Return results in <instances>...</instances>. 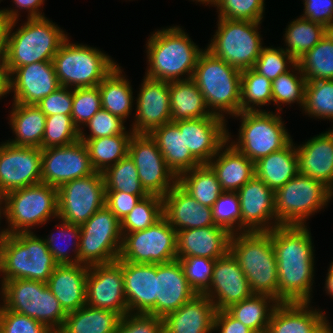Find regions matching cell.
<instances>
[{"instance_id": "obj_1", "label": "cell", "mask_w": 333, "mask_h": 333, "mask_svg": "<svg viewBox=\"0 0 333 333\" xmlns=\"http://www.w3.org/2000/svg\"><path fill=\"white\" fill-rule=\"evenodd\" d=\"M271 240L278 268V301L310 303L315 262L307 226L280 225L271 230Z\"/></svg>"}, {"instance_id": "obj_2", "label": "cell", "mask_w": 333, "mask_h": 333, "mask_svg": "<svg viewBox=\"0 0 333 333\" xmlns=\"http://www.w3.org/2000/svg\"><path fill=\"white\" fill-rule=\"evenodd\" d=\"M146 47L149 66L145 76L166 82L192 79L198 58L204 51L180 26L154 32Z\"/></svg>"}, {"instance_id": "obj_3", "label": "cell", "mask_w": 333, "mask_h": 333, "mask_svg": "<svg viewBox=\"0 0 333 333\" xmlns=\"http://www.w3.org/2000/svg\"><path fill=\"white\" fill-rule=\"evenodd\" d=\"M229 252L237 260L254 294L278 300V268L271 231L232 234Z\"/></svg>"}, {"instance_id": "obj_4", "label": "cell", "mask_w": 333, "mask_h": 333, "mask_svg": "<svg viewBox=\"0 0 333 333\" xmlns=\"http://www.w3.org/2000/svg\"><path fill=\"white\" fill-rule=\"evenodd\" d=\"M17 21H11L7 37L5 61L9 73L31 63L52 61L68 37L46 17L27 18L20 28L12 32Z\"/></svg>"}, {"instance_id": "obj_5", "label": "cell", "mask_w": 333, "mask_h": 333, "mask_svg": "<svg viewBox=\"0 0 333 333\" xmlns=\"http://www.w3.org/2000/svg\"><path fill=\"white\" fill-rule=\"evenodd\" d=\"M57 265L45 240L34 232L9 234L0 242L1 281L26 279L47 283Z\"/></svg>"}, {"instance_id": "obj_6", "label": "cell", "mask_w": 333, "mask_h": 333, "mask_svg": "<svg viewBox=\"0 0 333 333\" xmlns=\"http://www.w3.org/2000/svg\"><path fill=\"white\" fill-rule=\"evenodd\" d=\"M192 80L204 96L212 114L225 118L240 113L241 71L208 50L200 54ZM223 111V112H222Z\"/></svg>"}, {"instance_id": "obj_7", "label": "cell", "mask_w": 333, "mask_h": 333, "mask_svg": "<svg viewBox=\"0 0 333 333\" xmlns=\"http://www.w3.org/2000/svg\"><path fill=\"white\" fill-rule=\"evenodd\" d=\"M2 306L47 326L53 332L62 328L67 313L47 283L26 279L1 281Z\"/></svg>"}, {"instance_id": "obj_8", "label": "cell", "mask_w": 333, "mask_h": 333, "mask_svg": "<svg viewBox=\"0 0 333 333\" xmlns=\"http://www.w3.org/2000/svg\"><path fill=\"white\" fill-rule=\"evenodd\" d=\"M68 39L52 60L60 86L71 89L98 86L117 67L118 64L99 49L69 43Z\"/></svg>"}, {"instance_id": "obj_9", "label": "cell", "mask_w": 333, "mask_h": 333, "mask_svg": "<svg viewBox=\"0 0 333 333\" xmlns=\"http://www.w3.org/2000/svg\"><path fill=\"white\" fill-rule=\"evenodd\" d=\"M333 192L322 182L298 173L274 191L279 225L305 226L306 219L326 206Z\"/></svg>"}, {"instance_id": "obj_10", "label": "cell", "mask_w": 333, "mask_h": 333, "mask_svg": "<svg viewBox=\"0 0 333 333\" xmlns=\"http://www.w3.org/2000/svg\"><path fill=\"white\" fill-rule=\"evenodd\" d=\"M260 24L219 18L218 29L206 50L240 71L253 68L263 48Z\"/></svg>"}, {"instance_id": "obj_11", "label": "cell", "mask_w": 333, "mask_h": 333, "mask_svg": "<svg viewBox=\"0 0 333 333\" xmlns=\"http://www.w3.org/2000/svg\"><path fill=\"white\" fill-rule=\"evenodd\" d=\"M282 108L276 113L268 111L240 112L235 117H240L238 142L231 144L254 163L286 147L291 141L288 131L280 116Z\"/></svg>"}, {"instance_id": "obj_12", "label": "cell", "mask_w": 333, "mask_h": 333, "mask_svg": "<svg viewBox=\"0 0 333 333\" xmlns=\"http://www.w3.org/2000/svg\"><path fill=\"white\" fill-rule=\"evenodd\" d=\"M9 234L32 232L51 217L58 218V191L56 187L38 183L7 193Z\"/></svg>"}, {"instance_id": "obj_13", "label": "cell", "mask_w": 333, "mask_h": 333, "mask_svg": "<svg viewBox=\"0 0 333 333\" xmlns=\"http://www.w3.org/2000/svg\"><path fill=\"white\" fill-rule=\"evenodd\" d=\"M81 227L79 264L115 262L122 246L121 221L106 207L97 210Z\"/></svg>"}, {"instance_id": "obj_14", "label": "cell", "mask_w": 333, "mask_h": 333, "mask_svg": "<svg viewBox=\"0 0 333 333\" xmlns=\"http://www.w3.org/2000/svg\"><path fill=\"white\" fill-rule=\"evenodd\" d=\"M118 260L131 263L164 264L177 260V232L162 217L154 225L126 233Z\"/></svg>"}, {"instance_id": "obj_15", "label": "cell", "mask_w": 333, "mask_h": 333, "mask_svg": "<svg viewBox=\"0 0 333 333\" xmlns=\"http://www.w3.org/2000/svg\"><path fill=\"white\" fill-rule=\"evenodd\" d=\"M58 219L83 225L105 206L106 188L102 172L68 181L57 188Z\"/></svg>"}, {"instance_id": "obj_16", "label": "cell", "mask_w": 333, "mask_h": 333, "mask_svg": "<svg viewBox=\"0 0 333 333\" xmlns=\"http://www.w3.org/2000/svg\"><path fill=\"white\" fill-rule=\"evenodd\" d=\"M128 155L134 161L140 183L148 195L163 198L177 184L178 177L167 166L150 134L134 133L129 142Z\"/></svg>"}, {"instance_id": "obj_17", "label": "cell", "mask_w": 333, "mask_h": 333, "mask_svg": "<svg viewBox=\"0 0 333 333\" xmlns=\"http://www.w3.org/2000/svg\"><path fill=\"white\" fill-rule=\"evenodd\" d=\"M41 150L42 183L58 188L68 181L83 178L95 172L87 146L80 139L66 146Z\"/></svg>"}, {"instance_id": "obj_18", "label": "cell", "mask_w": 333, "mask_h": 333, "mask_svg": "<svg viewBox=\"0 0 333 333\" xmlns=\"http://www.w3.org/2000/svg\"><path fill=\"white\" fill-rule=\"evenodd\" d=\"M86 304L115 311L121 317L128 313L124 293L122 260L89 266L86 280Z\"/></svg>"}, {"instance_id": "obj_19", "label": "cell", "mask_w": 333, "mask_h": 333, "mask_svg": "<svg viewBox=\"0 0 333 333\" xmlns=\"http://www.w3.org/2000/svg\"><path fill=\"white\" fill-rule=\"evenodd\" d=\"M41 156L40 148L0 144V190L8 193L41 183Z\"/></svg>"}, {"instance_id": "obj_20", "label": "cell", "mask_w": 333, "mask_h": 333, "mask_svg": "<svg viewBox=\"0 0 333 333\" xmlns=\"http://www.w3.org/2000/svg\"><path fill=\"white\" fill-rule=\"evenodd\" d=\"M236 193L241 208V232L271 231L280 226L275 218L274 191L261 179L254 176Z\"/></svg>"}, {"instance_id": "obj_21", "label": "cell", "mask_w": 333, "mask_h": 333, "mask_svg": "<svg viewBox=\"0 0 333 333\" xmlns=\"http://www.w3.org/2000/svg\"><path fill=\"white\" fill-rule=\"evenodd\" d=\"M214 304L217 311L251 297L249 282L240 265L229 252L216 259L209 288L203 293Z\"/></svg>"}, {"instance_id": "obj_22", "label": "cell", "mask_w": 333, "mask_h": 333, "mask_svg": "<svg viewBox=\"0 0 333 333\" xmlns=\"http://www.w3.org/2000/svg\"><path fill=\"white\" fill-rule=\"evenodd\" d=\"M225 118L213 114L209 117L178 120L174 123L184 130L185 146L200 164L208 162L228 141Z\"/></svg>"}, {"instance_id": "obj_23", "label": "cell", "mask_w": 333, "mask_h": 333, "mask_svg": "<svg viewBox=\"0 0 333 333\" xmlns=\"http://www.w3.org/2000/svg\"><path fill=\"white\" fill-rule=\"evenodd\" d=\"M138 98L132 130L150 134L154 129L171 122L169 82L144 76Z\"/></svg>"}, {"instance_id": "obj_24", "label": "cell", "mask_w": 333, "mask_h": 333, "mask_svg": "<svg viewBox=\"0 0 333 333\" xmlns=\"http://www.w3.org/2000/svg\"><path fill=\"white\" fill-rule=\"evenodd\" d=\"M60 87L52 61H41L15 68L10 73L14 103L37 105Z\"/></svg>"}, {"instance_id": "obj_25", "label": "cell", "mask_w": 333, "mask_h": 333, "mask_svg": "<svg viewBox=\"0 0 333 333\" xmlns=\"http://www.w3.org/2000/svg\"><path fill=\"white\" fill-rule=\"evenodd\" d=\"M122 272L128 313L156 316V264L122 260Z\"/></svg>"}, {"instance_id": "obj_26", "label": "cell", "mask_w": 333, "mask_h": 333, "mask_svg": "<svg viewBox=\"0 0 333 333\" xmlns=\"http://www.w3.org/2000/svg\"><path fill=\"white\" fill-rule=\"evenodd\" d=\"M163 217L176 232L216 225L212 208L200 204L178 183L163 197Z\"/></svg>"}, {"instance_id": "obj_27", "label": "cell", "mask_w": 333, "mask_h": 333, "mask_svg": "<svg viewBox=\"0 0 333 333\" xmlns=\"http://www.w3.org/2000/svg\"><path fill=\"white\" fill-rule=\"evenodd\" d=\"M196 292L190 287L179 260L156 264V316L164 318L191 300Z\"/></svg>"}, {"instance_id": "obj_28", "label": "cell", "mask_w": 333, "mask_h": 333, "mask_svg": "<svg viewBox=\"0 0 333 333\" xmlns=\"http://www.w3.org/2000/svg\"><path fill=\"white\" fill-rule=\"evenodd\" d=\"M232 233L214 225L177 232V259L189 256L219 259L229 253Z\"/></svg>"}, {"instance_id": "obj_29", "label": "cell", "mask_w": 333, "mask_h": 333, "mask_svg": "<svg viewBox=\"0 0 333 333\" xmlns=\"http://www.w3.org/2000/svg\"><path fill=\"white\" fill-rule=\"evenodd\" d=\"M299 173L322 182L333 192V129L296 147Z\"/></svg>"}, {"instance_id": "obj_30", "label": "cell", "mask_w": 333, "mask_h": 333, "mask_svg": "<svg viewBox=\"0 0 333 333\" xmlns=\"http://www.w3.org/2000/svg\"><path fill=\"white\" fill-rule=\"evenodd\" d=\"M216 311L206 295L196 294L163 318L164 333H212Z\"/></svg>"}, {"instance_id": "obj_31", "label": "cell", "mask_w": 333, "mask_h": 333, "mask_svg": "<svg viewBox=\"0 0 333 333\" xmlns=\"http://www.w3.org/2000/svg\"><path fill=\"white\" fill-rule=\"evenodd\" d=\"M89 266L82 264L57 265L47 281V286L58 299L66 313L86 304V280Z\"/></svg>"}, {"instance_id": "obj_32", "label": "cell", "mask_w": 333, "mask_h": 333, "mask_svg": "<svg viewBox=\"0 0 333 333\" xmlns=\"http://www.w3.org/2000/svg\"><path fill=\"white\" fill-rule=\"evenodd\" d=\"M230 139L228 132V141L208 162V165L215 172L223 191L237 192L255 176V163L238 151L230 143Z\"/></svg>"}, {"instance_id": "obj_33", "label": "cell", "mask_w": 333, "mask_h": 333, "mask_svg": "<svg viewBox=\"0 0 333 333\" xmlns=\"http://www.w3.org/2000/svg\"><path fill=\"white\" fill-rule=\"evenodd\" d=\"M309 305V302L279 303L271 315L266 333L312 332L326 316Z\"/></svg>"}, {"instance_id": "obj_34", "label": "cell", "mask_w": 333, "mask_h": 333, "mask_svg": "<svg viewBox=\"0 0 333 333\" xmlns=\"http://www.w3.org/2000/svg\"><path fill=\"white\" fill-rule=\"evenodd\" d=\"M150 136L156 141L167 166L177 177L201 165L185 146L184 130H179L174 122L165 123L154 129Z\"/></svg>"}, {"instance_id": "obj_35", "label": "cell", "mask_w": 333, "mask_h": 333, "mask_svg": "<svg viewBox=\"0 0 333 333\" xmlns=\"http://www.w3.org/2000/svg\"><path fill=\"white\" fill-rule=\"evenodd\" d=\"M299 173L298 156L293 140L279 151L255 162V176L276 191Z\"/></svg>"}, {"instance_id": "obj_36", "label": "cell", "mask_w": 333, "mask_h": 333, "mask_svg": "<svg viewBox=\"0 0 333 333\" xmlns=\"http://www.w3.org/2000/svg\"><path fill=\"white\" fill-rule=\"evenodd\" d=\"M10 125L15 139L7 141L15 146L34 147L41 149L42 138L46 125V115L37 105L12 104Z\"/></svg>"}, {"instance_id": "obj_37", "label": "cell", "mask_w": 333, "mask_h": 333, "mask_svg": "<svg viewBox=\"0 0 333 333\" xmlns=\"http://www.w3.org/2000/svg\"><path fill=\"white\" fill-rule=\"evenodd\" d=\"M169 98L172 122L213 115L192 79L169 82Z\"/></svg>"}, {"instance_id": "obj_38", "label": "cell", "mask_w": 333, "mask_h": 333, "mask_svg": "<svg viewBox=\"0 0 333 333\" xmlns=\"http://www.w3.org/2000/svg\"><path fill=\"white\" fill-rule=\"evenodd\" d=\"M121 316L115 311L88 306L67 313L61 333H115Z\"/></svg>"}, {"instance_id": "obj_39", "label": "cell", "mask_w": 333, "mask_h": 333, "mask_svg": "<svg viewBox=\"0 0 333 333\" xmlns=\"http://www.w3.org/2000/svg\"><path fill=\"white\" fill-rule=\"evenodd\" d=\"M117 65L98 85L102 109L125 121L131 115L133 92L130 82ZM131 110V111H130Z\"/></svg>"}, {"instance_id": "obj_40", "label": "cell", "mask_w": 333, "mask_h": 333, "mask_svg": "<svg viewBox=\"0 0 333 333\" xmlns=\"http://www.w3.org/2000/svg\"><path fill=\"white\" fill-rule=\"evenodd\" d=\"M279 303L270 295L253 294L226 310L255 333H266L271 315Z\"/></svg>"}, {"instance_id": "obj_41", "label": "cell", "mask_w": 333, "mask_h": 333, "mask_svg": "<svg viewBox=\"0 0 333 333\" xmlns=\"http://www.w3.org/2000/svg\"><path fill=\"white\" fill-rule=\"evenodd\" d=\"M134 132L125 131L109 137L80 139L87 146L90 162L97 172H104L128 155V147Z\"/></svg>"}, {"instance_id": "obj_42", "label": "cell", "mask_w": 333, "mask_h": 333, "mask_svg": "<svg viewBox=\"0 0 333 333\" xmlns=\"http://www.w3.org/2000/svg\"><path fill=\"white\" fill-rule=\"evenodd\" d=\"M177 183L200 204L210 208L224 192L215 172L208 164H201L181 173Z\"/></svg>"}, {"instance_id": "obj_43", "label": "cell", "mask_w": 333, "mask_h": 333, "mask_svg": "<svg viewBox=\"0 0 333 333\" xmlns=\"http://www.w3.org/2000/svg\"><path fill=\"white\" fill-rule=\"evenodd\" d=\"M284 49L296 61L312 49L325 35L326 27L308 19L299 17L285 29Z\"/></svg>"}, {"instance_id": "obj_44", "label": "cell", "mask_w": 333, "mask_h": 333, "mask_svg": "<svg viewBox=\"0 0 333 333\" xmlns=\"http://www.w3.org/2000/svg\"><path fill=\"white\" fill-rule=\"evenodd\" d=\"M297 64L307 82L333 80V40L325 35Z\"/></svg>"}, {"instance_id": "obj_45", "label": "cell", "mask_w": 333, "mask_h": 333, "mask_svg": "<svg viewBox=\"0 0 333 333\" xmlns=\"http://www.w3.org/2000/svg\"><path fill=\"white\" fill-rule=\"evenodd\" d=\"M272 101V82L253 68L241 71L240 112L266 111L256 107Z\"/></svg>"}, {"instance_id": "obj_46", "label": "cell", "mask_w": 333, "mask_h": 333, "mask_svg": "<svg viewBox=\"0 0 333 333\" xmlns=\"http://www.w3.org/2000/svg\"><path fill=\"white\" fill-rule=\"evenodd\" d=\"M163 217V198L157 195H147L142 198L121 221L122 237L126 233L142 231Z\"/></svg>"}, {"instance_id": "obj_47", "label": "cell", "mask_w": 333, "mask_h": 333, "mask_svg": "<svg viewBox=\"0 0 333 333\" xmlns=\"http://www.w3.org/2000/svg\"><path fill=\"white\" fill-rule=\"evenodd\" d=\"M106 191H122L128 194H147L143 189L134 161L127 155L103 172Z\"/></svg>"}, {"instance_id": "obj_48", "label": "cell", "mask_w": 333, "mask_h": 333, "mask_svg": "<svg viewBox=\"0 0 333 333\" xmlns=\"http://www.w3.org/2000/svg\"><path fill=\"white\" fill-rule=\"evenodd\" d=\"M302 109L310 117L333 120V80L306 82Z\"/></svg>"}, {"instance_id": "obj_49", "label": "cell", "mask_w": 333, "mask_h": 333, "mask_svg": "<svg viewBox=\"0 0 333 333\" xmlns=\"http://www.w3.org/2000/svg\"><path fill=\"white\" fill-rule=\"evenodd\" d=\"M292 68L297 72H294ZM292 68L291 71L279 75L272 81V102L277 105V108L281 106V103L289 105L295 102L303 108L307 81L298 64Z\"/></svg>"}, {"instance_id": "obj_50", "label": "cell", "mask_w": 333, "mask_h": 333, "mask_svg": "<svg viewBox=\"0 0 333 333\" xmlns=\"http://www.w3.org/2000/svg\"><path fill=\"white\" fill-rule=\"evenodd\" d=\"M79 139L80 130L74 125L71 115L46 116L41 149L66 146Z\"/></svg>"}, {"instance_id": "obj_51", "label": "cell", "mask_w": 333, "mask_h": 333, "mask_svg": "<svg viewBox=\"0 0 333 333\" xmlns=\"http://www.w3.org/2000/svg\"><path fill=\"white\" fill-rule=\"evenodd\" d=\"M55 227H57L59 229L58 231V236H56L55 234L51 233L50 237L49 235L47 236L45 240L46 245L48 250L50 251V253L52 254V257L54 259V261L58 264V265H65V264H78L79 263V246H80V235H81V227L79 225H74L72 223L63 221L61 222V224L59 223L58 225H55ZM66 239V241L68 239H71L70 241H72V239H76L75 241H73L72 244H74V250H72L74 252V257L71 258L68 250L70 249H66L65 247H69L70 244H66L61 245V242H58V239ZM69 241V240H68ZM61 245V246H60ZM64 246V247H62Z\"/></svg>"}, {"instance_id": "obj_52", "label": "cell", "mask_w": 333, "mask_h": 333, "mask_svg": "<svg viewBox=\"0 0 333 333\" xmlns=\"http://www.w3.org/2000/svg\"><path fill=\"white\" fill-rule=\"evenodd\" d=\"M102 108L98 86L73 89L72 121L83 130L88 121ZM85 124V125H84Z\"/></svg>"}, {"instance_id": "obj_53", "label": "cell", "mask_w": 333, "mask_h": 333, "mask_svg": "<svg viewBox=\"0 0 333 333\" xmlns=\"http://www.w3.org/2000/svg\"><path fill=\"white\" fill-rule=\"evenodd\" d=\"M212 213L217 226L232 234L241 232V208L236 192L224 191L212 206Z\"/></svg>"}, {"instance_id": "obj_54", "label": "cell", "mask_w": 333, "mask_h": 333, "mask_svg": "<svg viewBox=\"0 0 333 333\" xmlns=\"http://www.w3.org/2000/svg\"><path fill=\"white\" fill-rule=\"evenodd\" d=\"M296 64L297 61L285 52L284 48L277 49L271 46L262 48L261 54L257 58L253 69L272 82L279 75L288 72L290 67Z\"/></svg>"}, {"instance_id": "obj_55", "label": "cell", "mask_w": 333, "mask_h": 333, "mask_svg": "<svg viewBox=\"0 0 333 333\" xmlns=\"http://www.w3.org/2000/svg\"><path fill=\"white\" fill-rule=\"evenodd\" d=\"M179 260L190 287L196 294H203L210 286L215 261L204 257L189 256Z\"/></svg>"}, {"instance_id": "obj_56", "label": "cell", "mask_w": 333, "mask_h": 333, "mask_svg": "<svg viewBox=\"0 0 333 333\" xmlns=\"http://www.w3.org/2000/svg\"><path fill=\"white\" fill-rule=\"evenodd\" d=\"M218 18L262 22L264 0H218Z\"/></svg>"}, {"instance_id": "obj_57", "label": "cell", "mask_w": 333, "mask_h": 333, "mask_svg": "<svg viewBox=\"0 0 333 333\" xmlns=\"http://www.w3.org/2000/svg\"><path fill=\"white\" fill-rule=\"evenodd\" d=\"M124 120L113 115L105 109H100L86 124L89 127L90 135L86 136L84 130H80V139H96L123 134L126 131Z\"/></svg>"}, {"instance_id": "obj_58", "label": "cell", "mask_w": 333, "mask_h": 333, "mask_svg": "<svg viewBox=\"0 0 333 333\" xmlns=\"http://www.w3.org/2000/svg\"><path fill=\"white\" fill-rule=\"evenodd\" d=\"M0 333H53L47 326L0 304Z\"/></svg>"}, {"instance_id": "obj_59", "label": "cell", "mask_w": 333, "mask_h": 333, "mask_svg": "<svg viewBox=\"0 0 333 333\" xmlns=\"http://www.w3.org/2000/svg\"><path fill=\"white\" fill-rule=\"evenodd\" d=\"M115 333H164L163 318L144 313L123 315Z\"/></svg>"}, {"instance_id": "obj_60", "label": "cell", "mask_w": 333, "mask_h": 333, "mask_svg": "<svg viewBox=\"0 0 333 333\" xmlns=\"http://www.w3.org/2000/svg\"><path fill=\"white\" fill-rule=\"evenodd\" d=\"M73 104V89L60 86L53 93L43 98L37 106L46 115H71Z\"/></svg>"}, {"instance_id": "obj_61", "label": "cell", "mask_w": 333, "mask_h": 333, "mask_svg": "<svg viewBox=\"0 0 333 333\" xmlns=\"http://www.w3.org/2000/svg\"><path fill=\"white\" fill-rule=\"evenodd\" d=\"M148 194H128L122 191H106L105 206L122 221L135 205Z\"/></svg>"}, {"instance_id": "obj_62", "label": "cell", "mask_w": 333, "mask_h": 333, "mask_svg": "<svg viewBox=\"0 0 333 333\" xmlns=\"http://www.w3.org/2000/svg\"><path fill=\"white\" fill-rule=\"evenodd\" d=\"M302 18L327 27L333 21V0H304Z\"/></svg>"}, {"instance_id": "obj_63", "label": "cell", "mask_w": 333, "mask_h": 333, "mask_svg": "<svg viewBox=\"0 0 333 333\" xmlns=\"http://www.w3.org/2000/svg\"><path fill=\"white\" fill-rule=\"evenodd\" d=\"M213 329H219L220 333H255L252 329L234 318L227 310L216 311Z\"/></svg>"}, {"instance_id": "obj_64", "label": "cell", "mask_w": 333, "mask_h": 333, "mask_svg": "<svg viewBox=\"0 0 333 333\" xmlns=\"http://www.w3.org/2000/svg\"><path fill=\"white\" fill-rule=\"evenodd\" d=\"M19 18L17 9L0 10V60L5 59L7 50V37L11 21Z\"/></svg>"}, {"instance_id": "obj_65", "label": "cell", "mask_w": 333, "mask_h": 333, "mask_svg": "<svg viewBox=\"0 0 333 333\" xmlns=\"http://www.w3.org/2000/svg\"><path fill=\"white\" fill-rule=\"evenodd\" d=\"M1 1V0H0ZM15 5L20 9H28V17L27 18H41L45 17L43 13H41L40 9L42 4H44V0H13ZM40 7V9H39Z\"/></svg>"}, {"instance_id": "obj_66", "label": "cell", "mask_w": 333, "mask_h": 333, "mask_svg": "<svg viewBox=\"0 0 333 333\" xmlns=\"http://www.w3.org/2000/svg\"><path fill=\"white\" fill-rule=\"evenodd\" d=\"M12 92L10 90V73L5 59L0 60V98Z\"/></svg>"}, {"instance_id": "obj_67", "label": "cell", "mask_w": 333, "mask_h": 333, "mask_svg": "<svg viewBox=\"0 0 333 333\" xmlns=\"http://www.w3.org/2000/svg\"><path fill=\"white\" fill-rule=\"evenodd\" d=\"M6 205H7V193L0 190V219L2 218L1 214H3V216H5V218H6V214H7ZM8 235H9L8 229H4V230L2 229L0 231V242L3 241Z\"/></svg>"}, {"instance_id": "obj_68", "label": "cell", "mask_w": 333, "mask_h": 333, "mask_svg": "<svg viewBox=\"0 0 333 333\" xmlns=\"http://www.w3.org/2000/svg\"><path fill=\"white\" fill-rule=\"evenodd\" d=\"M325 281V290L331 297H333V264L331 263Z\"/></svg>"}, {"instance_id": "obj_69", "label": "cell", "mask_w": 333, "mask_h": 333, "mask_svg": "<svg viewBox=\"0 0 333 333\" xmlns=\"http://www.w3.org/2000/svg\"><path fill=\"white\" fill-rule=\"evenodd\" d=\"M332 326L325 318L312 332L310 333H333Z\"/></svg>"}, {"instance_id": "obj_70", "label": "cell", "mask_w": 333, "mask_h": 333, "mask_svg": "<svg viewBox=\"0 0 333 333\" xmlns=\"http://www.w3.org/2000/svg\"><path fill=\"white\" fill-rule=\"evenodd\" d=\"M326 35L333 40V21L326 27Z\"/></svg>"}, {"instance_id": "obj_71", "label": "cell", "mask_w": 333, "mask_h": 333, "mask_svg": "<svg viewBox=\"0 0 333 333\" xmlns=\"http://www.w3.org/2000/svg\"><path fill=\"white\" fill-rule=\"evenodd\" d=\"M194 1V0H193ZM196 2H201L202 4H206L207 3V5H214L215 7H216V4H217V2H218V0H195Z\"/></svg>"}]
</instances>
